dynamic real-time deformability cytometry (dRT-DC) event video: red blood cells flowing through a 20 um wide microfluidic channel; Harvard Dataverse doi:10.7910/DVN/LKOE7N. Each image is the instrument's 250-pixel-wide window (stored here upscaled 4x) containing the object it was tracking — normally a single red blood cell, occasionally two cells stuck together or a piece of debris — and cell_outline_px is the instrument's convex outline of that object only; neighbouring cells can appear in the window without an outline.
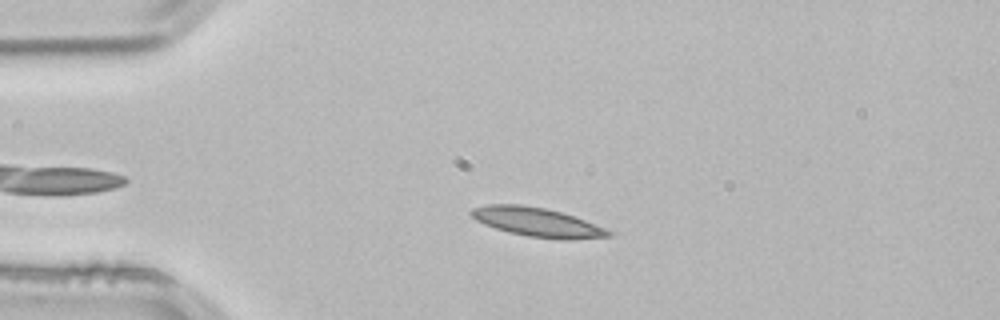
{"species": "common noctule bat (a hibernating species)", "species_latin": "Nyctalus noctula", "temperature_condition": "room temperature", "stored_images_in_passage": 38, "camera_frame_rate_fps": 3000, "um_per_image_px": 0.085, "animal": {"sex": "male", "body_mass_g": 21.5, "forearm_length_mm": 52.0}, "frame": {"image": 1, "passage_image": 7, "time_ms": 2.0, "image_size_px": [1000, 320], "cell_outline_px": [[612, 236], [568, 240], [560, 240], [528, 236], [508, 232], [484, 224], [476, 220], [468, 212], [472, 208], [484, 204], [520, 204], [544, 208], [560, 212], [584, 220], [604, 228], [612, 232]], "centroid_in_image_um": [45.61, 18.88], "position_along_channel_um": 39.4, "area_um2": 23.12}}
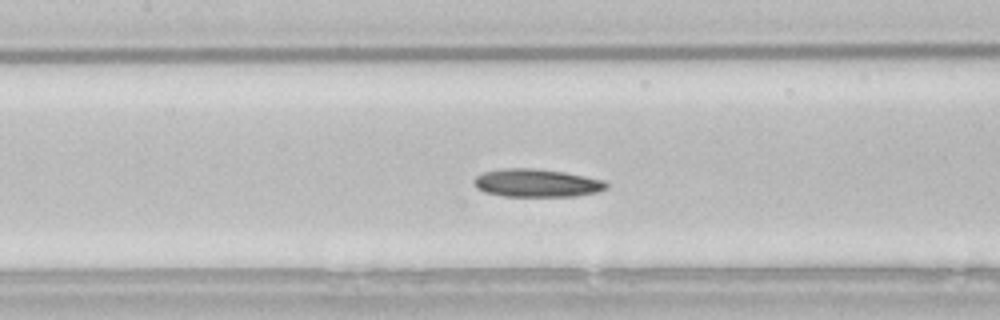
{"frame": {"image": 2, "passage_image": 19, "time_ms": 6.0, "image_size_px": [1000, 320], "cell_outline_px": [[608, 188], [596, 192], [576, 196], [504, 196], [484, 192], [476, 188], [472, 180], [476, 176], [484, 172], [504, 168], [536, 168], [564, 172], [604, 180], [608, 184]], "centroid_in_image_um": [45.6, 15.55], "position_along_channel_um": 161.8, "area_um2": 21.68}}
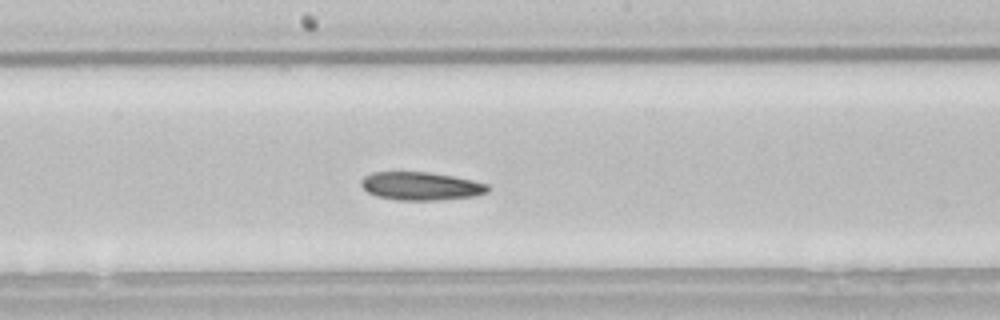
{"frame": {"image": 3, "passage_image": 23, "time_ms": 7.333, "image_size_px": [1000, 320], "cell_outline_px": [[488, 192], [476, 196], [440, 200], [396, 200], [376, 196], [368, 192], [360, 184], [360, 180], [364, 176], [372, 172], [428, 172], [452, 176], [472, 180], [488, 184]], "centroid_in_image_um": [35.76, 15.82], "position_along_channel_um": 212.4, "area_um2": 20.87}}